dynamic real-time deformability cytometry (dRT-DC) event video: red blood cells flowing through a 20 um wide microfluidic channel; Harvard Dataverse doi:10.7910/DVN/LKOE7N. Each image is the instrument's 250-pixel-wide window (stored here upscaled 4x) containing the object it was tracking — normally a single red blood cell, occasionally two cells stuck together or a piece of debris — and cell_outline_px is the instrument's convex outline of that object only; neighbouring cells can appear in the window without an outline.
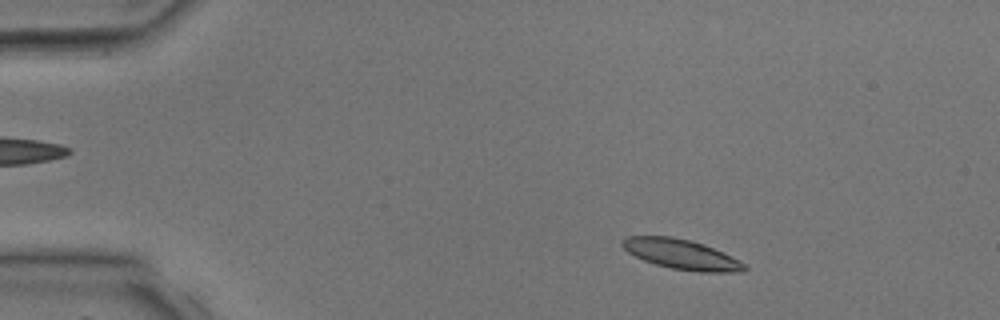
{"species": "common noctule bat (a hibernating species)", "species_latin": "Nyctalus noctula", "temperature_condition": "room temperature", "stored_images_in_passage": 2, "camera_frame_rate_fps": 3000, "um_per_image_px": 0.085, "animal": {"sex": "male", "body_mass_g": 17.9, "forearm_length_mm": 54.2}, "frame": {"image": 1, "passage_image": 1, "time_ms": 0.0, "image_size_px": [1000, 320], "cell_outline_px": [[748, 268], [744, 272], [700, 272], [672, 268], [656, 264], [644, 260], [628, 252], [620, 244], [628, 236], [672, 236], [704, 244], [732, 256], [740, 260]], "centroid_in_image_um": [57.96, 21.62], "position_along_channel_um": 27.0, "area_um2": 21.15}}